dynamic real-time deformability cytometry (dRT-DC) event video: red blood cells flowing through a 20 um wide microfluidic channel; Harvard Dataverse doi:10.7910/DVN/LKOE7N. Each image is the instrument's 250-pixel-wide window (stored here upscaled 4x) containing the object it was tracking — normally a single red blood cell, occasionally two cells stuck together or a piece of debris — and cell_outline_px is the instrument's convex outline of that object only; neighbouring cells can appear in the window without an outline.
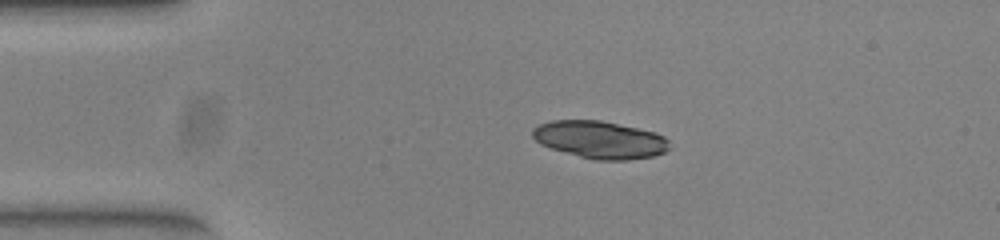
{"species": "common noctule bat (a hibernating species)", "species_latin": "Nyctalus noctula", "temperature_condition": "warm", "stored_images_in_passage": 42, "camera_frame_rate_fps": 3000, "um_per_image_px": 0.085, "animal": {"sex": "female", "body_mass_g": 23.0, "forearm_length_mm": 53.4}, "frame": {"image": 1, "passage_image": 1, "time_ms": 0.0, "image_size_px": [1000, 240], "cell_outline_px": [[668, 148], [664, 152], [652, 156], [628, 160], [596, 160], [580, 156], [552, 148], [540, 144], [532, 136], [532, 128], [540, 124], [552, 120], [600, 120], [656, 132], [664, 136], [668, 140]], "centroid_in_image_um": [50.99, 11.86], "position_along_channel_um": 34.0, "area_um2": 29.65}}